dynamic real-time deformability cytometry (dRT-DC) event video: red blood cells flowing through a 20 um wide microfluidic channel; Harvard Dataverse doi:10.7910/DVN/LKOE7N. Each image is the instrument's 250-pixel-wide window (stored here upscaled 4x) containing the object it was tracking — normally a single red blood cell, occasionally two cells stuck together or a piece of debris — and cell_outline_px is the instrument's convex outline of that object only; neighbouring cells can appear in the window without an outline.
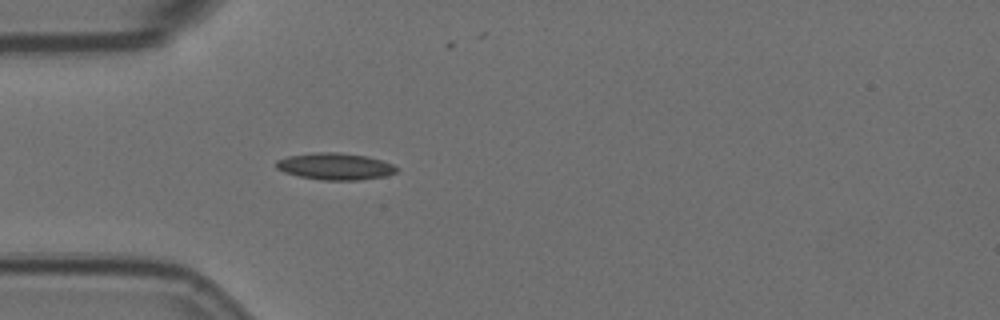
{"species": "Egyptian fruit bat (a non-hibernating species)", "species_latin": "Rousettus aegyptiacus", "temperature_condition": "room temperature", "stored_images_in_passage": 5, "camera_frame_rate_fps": 3000, "um_per_image_px": 0.085, "animal": {"sex": "female"}, "frame": {"image": 1, "passage_image": 5, "time_ms": 1.333, "image_size_px": [1000, 320], "cell_outline_px": [[400, 168], [396, 172], [384, 176], [360, 180], [320, 180], [300, 176], [284, 172], [276, 168], [276, 160], [288, 156], [316, 152], [340, 152], [364, 156], [380, 160], [392, 164]], "centroid_in_image_um": [28.47, 14.14], "position_along_channel_um": 56.5, "area_um2": 18.73}}